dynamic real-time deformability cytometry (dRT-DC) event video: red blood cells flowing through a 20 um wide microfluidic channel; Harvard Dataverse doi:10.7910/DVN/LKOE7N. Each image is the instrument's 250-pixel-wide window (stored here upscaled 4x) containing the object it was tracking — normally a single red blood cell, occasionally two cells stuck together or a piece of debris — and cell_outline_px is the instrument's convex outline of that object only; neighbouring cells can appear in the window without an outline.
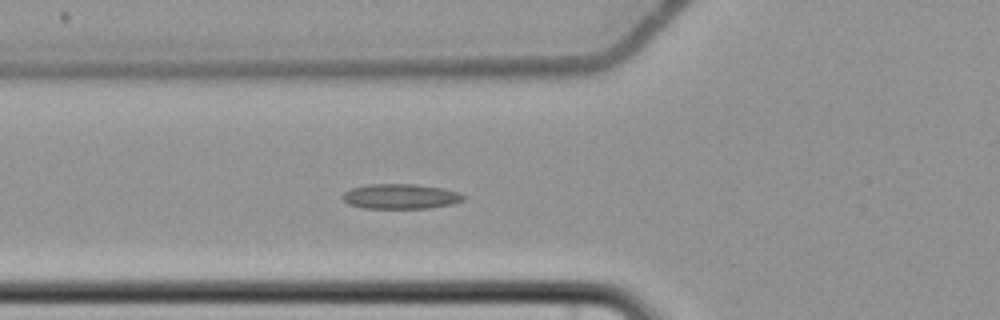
{"species": "common noctule bat (a hibernating species)", "species_latin": "Nyctalus noctula", "temperature_condition": "cold", "stored_images_in_passage": 7, "camera_frame_rate_fps": 3000, "um_per_image_px": 0.085, "animal": {"sex": "female", "body_mass_g": 22.7, "forearm_length_mm": 54.2}, "frame": {"image": 1, "passage_image": 7, "time_ms": 7.0, "image_size_px": [1000, 320], "cell_outline_px": [[464, 200], [452, 204], [428, 208], [364, 208], [348, 204], [340, 196], [344, 192], [352, 188], [368, 184], [416, 184], [444, 188], [460, 192], [464, 196]], "centroid_in_image_um": [34.05, 16.69], "position_along_channel_um": 91.8, "area_um2": 17.69}}